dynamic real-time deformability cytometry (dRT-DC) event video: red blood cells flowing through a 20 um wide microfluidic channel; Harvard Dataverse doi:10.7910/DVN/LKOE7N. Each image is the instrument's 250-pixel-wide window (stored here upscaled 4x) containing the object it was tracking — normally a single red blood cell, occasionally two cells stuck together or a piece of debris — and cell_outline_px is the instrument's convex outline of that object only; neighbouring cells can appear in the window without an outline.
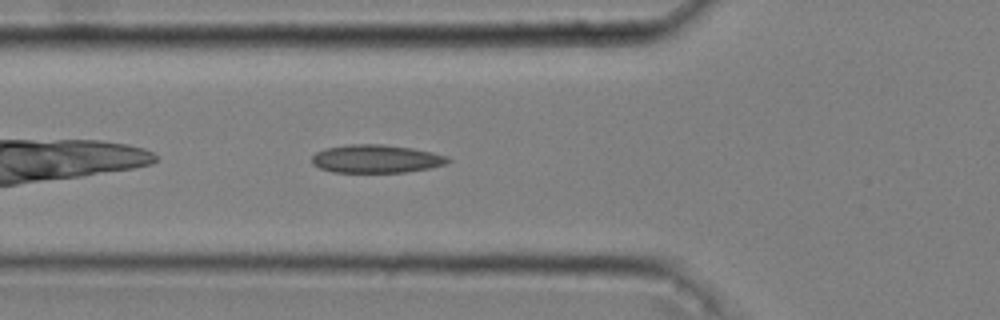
{"species": "common noctule bat (a hibernating species)", "species_latin": "Nyctalus noctula", "temperature_condition": "cold", "stored_images_in_passage": 37, "camera_frame_rate_fps": 3000, "um_per_image_px": 0.085, "animal": {"sex": "male", "body_mass_g": 20.4}, "frame": {"image": 1, "passage_image": 4, "time_ms": 1.0, "image_size_px": [1000, 320], "cell_outline_px": [[452, 160], [444, 164], [428, 168], [404, 172], [332, 172], [320, 168], [312, 164], [312, 156], [316, 152], [324, 148], [348, 144], [384, 144], [412, 148], [432, 152], [448, 156]], "centroid_in_image_um": [31.95, 13.49], "position_along_channel_um": 93.9, "area_um2": 22.37}}
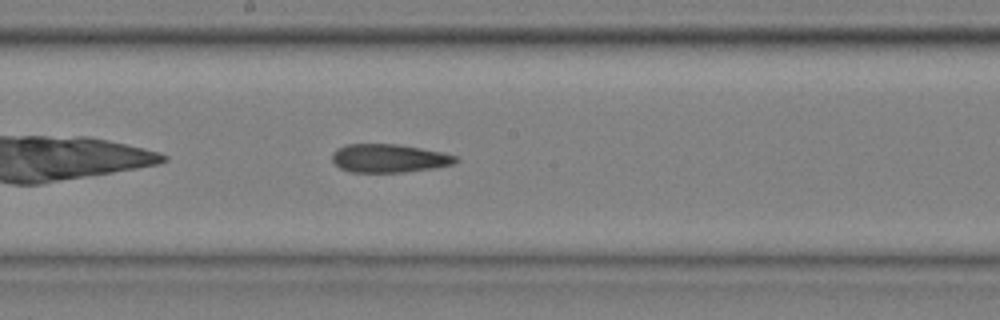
{"frame": {"image": 2, "passage_image": 14, "time_ms": 4.333, "image_size_px": [1000, 320], "cell_outline_px": [[460, 160], [452, 164], [432, 168], [404, 172], [352, 172], [340, 168], [332, 160], [332, 156], [336, 148], [348, 144], [396, 144], [420, 148], [440, 152], [456, 156]], "centroid_in_image_um": [33.04, 13.45], "position_along_channel_um": 215.2, "area_um2": 20.23}}
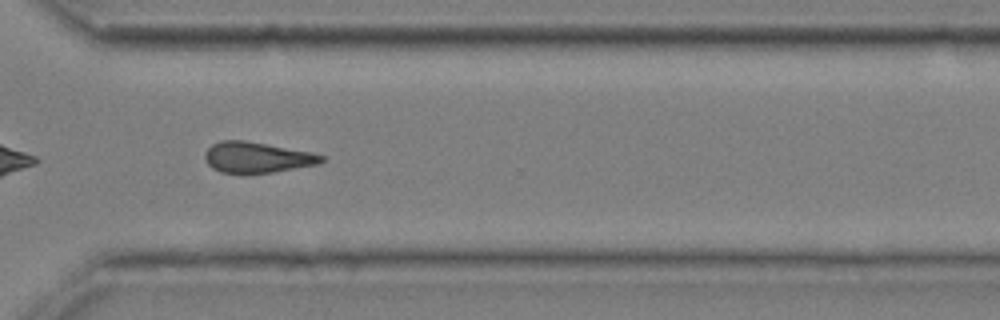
{"frame": {"image": 3, "passage_image": 25, "time_ms": 8.0, "image_size_px": [1000, 320], "cell_outline_px": [[324, 160], [316, 164], [272, 172], [244, 176], [220, 172], [212, 168], [208, 164], [204, 156], [204, 152], [212, 144], [220, 140], [244, 140], [312, 152], [324, 156]], "centroid_in_image_um": [21.77, 13.4], "position_along_channel_um": 348.8, "area_um2": 21.27}}